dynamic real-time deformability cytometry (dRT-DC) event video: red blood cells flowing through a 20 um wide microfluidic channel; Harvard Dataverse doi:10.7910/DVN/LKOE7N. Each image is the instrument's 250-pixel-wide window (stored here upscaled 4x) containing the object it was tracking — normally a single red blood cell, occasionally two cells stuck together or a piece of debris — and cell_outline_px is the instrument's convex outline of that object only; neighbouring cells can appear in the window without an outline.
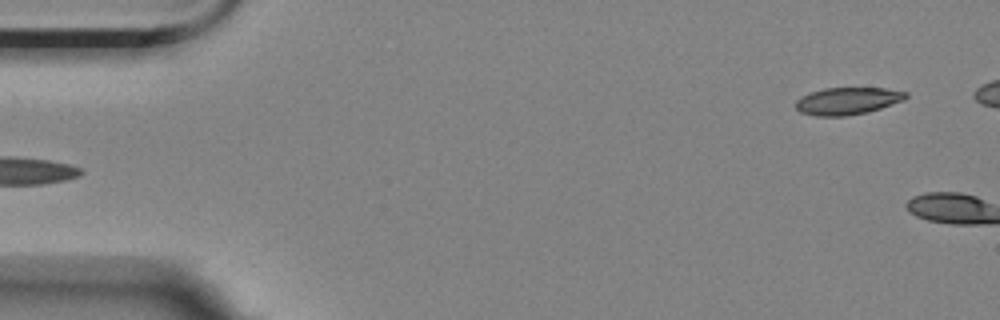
{"species": "Egyptian fruit bat (a non-hibernating species)", "species_latin": "Rousettus aegyptiacus", "temperature_condition": "room temperature", "stored_images_in_passage": 4, "segment_of_instrument_passage": [2, 2], "camera_frame_rate_fps": 3000, "um_per_image_px": 0.085, "animal": {"sex": "female"}, "frame": {"image": 1, "passage_image": 4, "time_ms": 1.0, "image_size_px": [1000, 320], "cell_outline_px": [[908, 96], [904, 100], [868, 112], [844, 116], [816, 116], [800, 112], [796, 108], [796, 100], [812, 92], [824, 88], [884, 88], [908, 92]], "centroid_in_image_um": [72.06, 8.58], "position_along_channel_um": 12.9, "area_um2": 17.34}}